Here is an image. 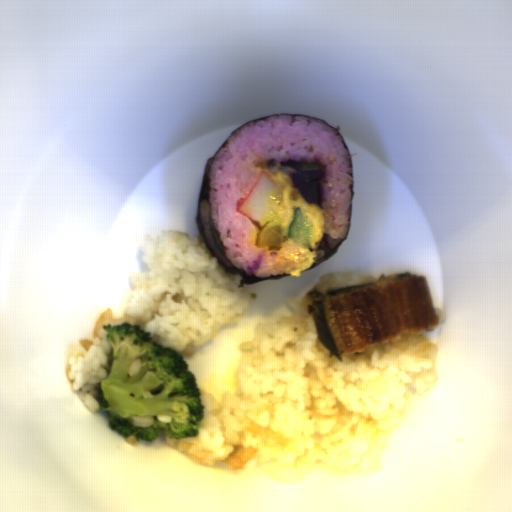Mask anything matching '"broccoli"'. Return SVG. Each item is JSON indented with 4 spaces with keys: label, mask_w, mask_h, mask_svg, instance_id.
<instances>
[{
    "label": "broccoli",
    "mask_w": 512,
    "mask_h": 512,
    "mask_svg": "<svg viewBox=\"0 0 512 512\" xmlns=\"http://www.w3.org/2000/svg\"><path fill=\"white\" fill-rule=\"evenodd\" d=\"M142 246L146 269L131 274L133 289L123 317L105 311L96 321L94 338L80 343L86 351L69 361L70 387L90 412L100 410V384L109 373L106 325L139 326L151 332L155 343L189 357L225 325L239 323L252 306V293L242 284L241 273H229L202 235L147 233Z\"/></svg>",
    "instance_id": "obj_1"
},
{
    "label": "broccoli",
    "mask_w": 512,
    "mask_h": 512,
    "mask_svg": "<svg viewBox=\"0 0 512 512\" xmlns=\"http://www.w3.org/2000/svg\"><path fill=\"white\" fill-rule=\"evenodd\" d=\"M103 329L110 352L97 402L99 410L110 414L108 428L140 441L156 439L159 432L178 440L198 436L206 409L187 360L172 347L153 341L152 332L137 325L123 322ZM140 358L141 371L129 376L132 362ZM158 414L172 417V422H158ZM133 415H150L154 423L137 428Z\"/></svg>",
    "instance_id": "obj_2"
}]
</instances>
